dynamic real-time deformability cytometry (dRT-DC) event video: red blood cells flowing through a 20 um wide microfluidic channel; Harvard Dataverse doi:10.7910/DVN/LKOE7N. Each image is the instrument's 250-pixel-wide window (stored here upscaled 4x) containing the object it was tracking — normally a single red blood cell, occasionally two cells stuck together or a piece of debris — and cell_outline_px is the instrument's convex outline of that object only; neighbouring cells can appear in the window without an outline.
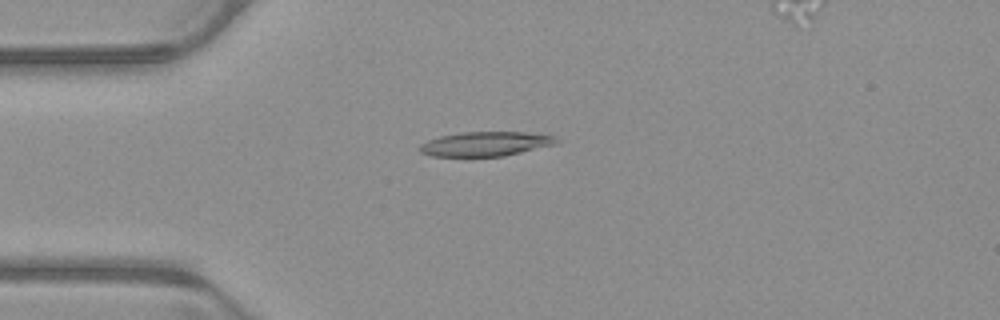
{"species": "common noctule bat (a hibernating species)", "species_latin": "Nyctalus noctula", "temperature_condition": "warm", "stored_images_in_passage": 49, "camera_frame_rate_fps": 3000, "um_per_image_px": 0.085, "animal": {"sex": "male", "body_mass_g": 23.1, "forearm_length_mm": 52.7}, "frame": {"image": 1, "passage_image": 13, "time_ms": 4.0, "image_size_px": [1000, 320], "cell_outline_px": [[560, 140], [556, 144], [504, 156], [468, 160], [432, 156], [420, 152], [416, 148], [420, 144], [428, 140], [440, 136], [460, 132], [524, 132], [556, 136]], "centroid_in_image_um": [41.18, 12.28], "position_along_channel_um": 43.8, "area_um2": 20.58}}
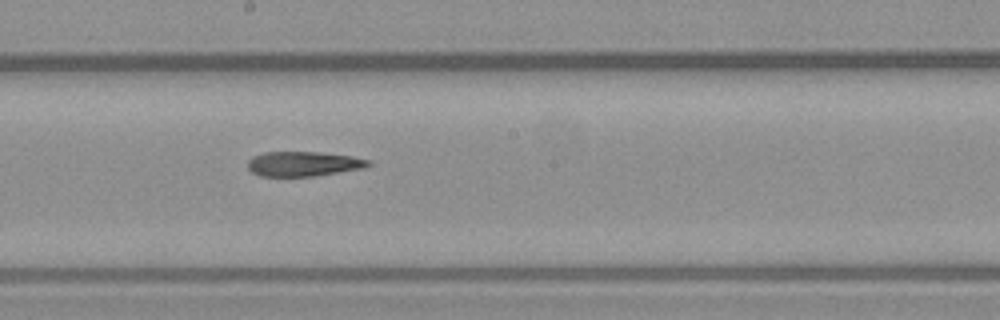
{"frame": {"image": 2, "passage_image": 28, "time_ms": 9.0, "image_size_px": [1000, 320], "cell_outline_px": [[372, 164], [364, 168], [312, 176], [260, 176], [252, 172], [248, 168], [248, 160], [252, 156], [264, 152], [320, 152], [352, 156], [372, 160]], "centroid_in_image_um": [25.8, 13.92], "position_along_channel_um": 222.4, "area_um2": 17.46}}
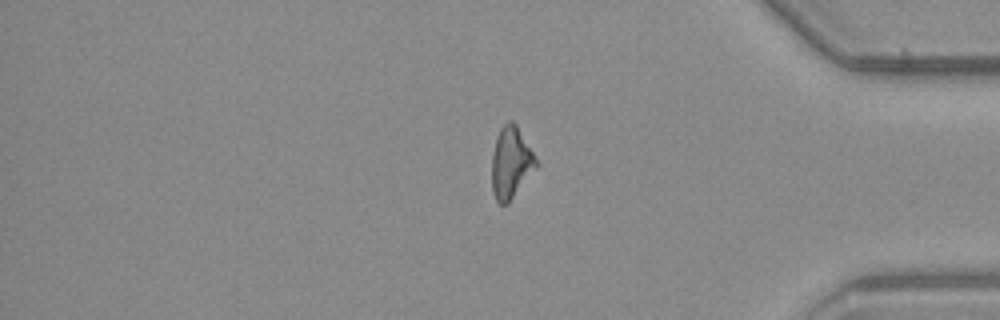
{"frame": {"image": 3, "passage_image": 43, "time_ms": 14.0, "image_size_px": [1000, 320], "cell_outline_px": [[540, 164], [508, 204], [500, 204], [496, 200], [492, 192], [492, 156], [496, 136], [500, 128], [508, 120], [512, 120], [516, 124], [536, 156]], "centroid_in_image_um": [43.45, 13.83], "position_along_channel_um": 391.8, "area_um2": 18.79}}